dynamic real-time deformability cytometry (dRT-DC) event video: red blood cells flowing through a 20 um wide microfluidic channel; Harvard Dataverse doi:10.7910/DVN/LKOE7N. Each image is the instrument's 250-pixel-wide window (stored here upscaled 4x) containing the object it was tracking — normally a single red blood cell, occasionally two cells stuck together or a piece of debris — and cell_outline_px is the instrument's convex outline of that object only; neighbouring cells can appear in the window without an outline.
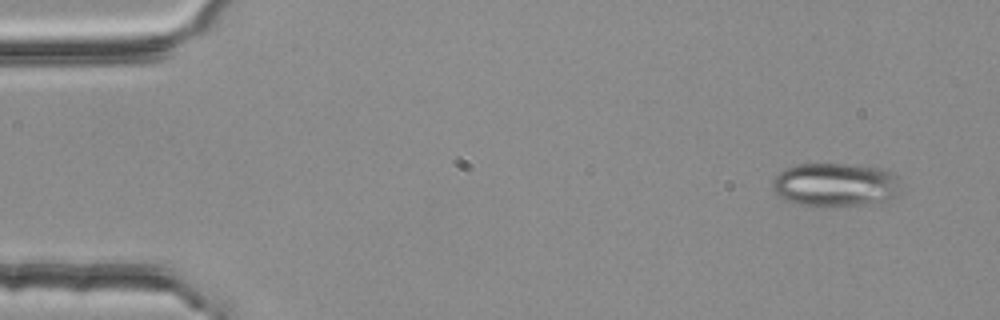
{"species": "common noctule bat (a hibernating species)", "species_latin": "Nyctalus noctula", "temperature_condition": "room temperature", "stored_images_in_passage": 5, "camera_frame_rate_fps": 3000, "um_per_image_px": 0.085, "animal": {"sex": "female", "body_mass_g": 25.1}, "frame": {"image": 1, "passage_image": 1, "time_ms": 0.0, "image_size_px": [1000, 320], "cell_outline_px": [[900, 196], [888, 200], [864, 204], [800, 204], [784, 200], [772, 188], [772, 180], [784, 168], [796, 164], [848, 164], [880, 168], [892, 172], [896, 176], [900, 192]], "centroid_in_image_um": [71.01, 15.67], "position_along_channel_um": 14.0, "area_um2": 32.14}}